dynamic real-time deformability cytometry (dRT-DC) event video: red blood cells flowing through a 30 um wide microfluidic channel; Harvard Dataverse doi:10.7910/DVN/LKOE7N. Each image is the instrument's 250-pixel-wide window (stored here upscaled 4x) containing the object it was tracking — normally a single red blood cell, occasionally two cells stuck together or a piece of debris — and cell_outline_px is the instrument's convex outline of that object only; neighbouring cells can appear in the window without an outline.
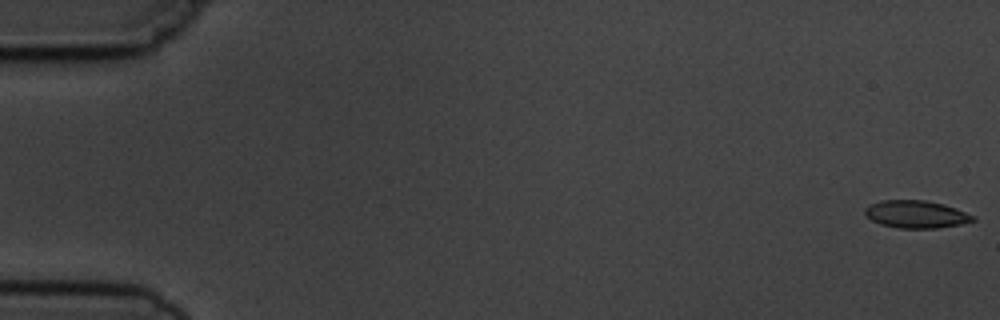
{"species": "common noctule bat (a hibernating species)", "species_latin": "Nyctalus noctula", "temperature_condition": "cold", "stored_images_in_passage": 7, "camera_frame_rate_fps": 3000, "um_per_image_px": 0.085, "animal": {"sex": "male", "body_mass_g": 19.5, "forearm_length_mm": 54.6}, "frame": {"image": 1, "passage_image": 1, "time_ms": 0.0, "image_size_px": [1000, 320], "cell_outline_px": [[976, 220], [960, 224], [936, 228], [900, 228], [880, 224], [872, 220], [864, 212], [864, 208], [868, 204], [880, 200], [924, 200], [944, 204], [956, 208], [976, 216]], "centroid_in_image_um": [77.87, 18.2], "position_along_channel_um": 7.1, "area_um2": 17.4}}
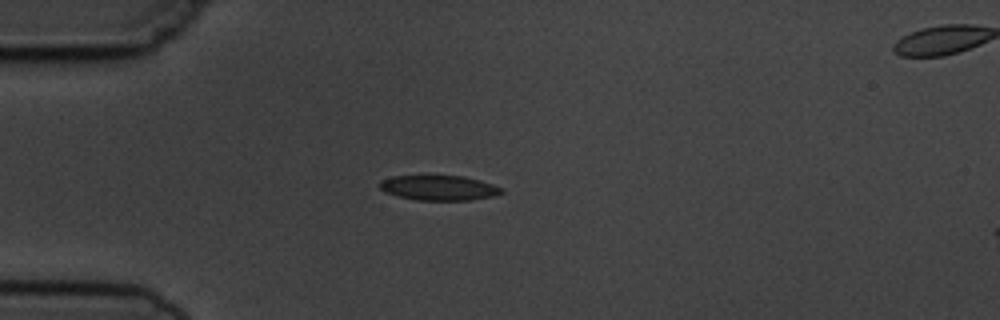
{"frame": {"image": 2, "passage_image": 5, "time_ms": 4.667, "image_size_px": [1000, 320], "cell_outline_px": [[504, 192], [496, 196], [472, 200], [416, 200], [384, 192], [376, 184], [380, 180], [392, 176], [464, 176], [480, 180], [504, 188]], "centroid_in_image_um": [37.32, 15.97], "position_along_channel_um": 47.7, "area_um2": 17.92}}
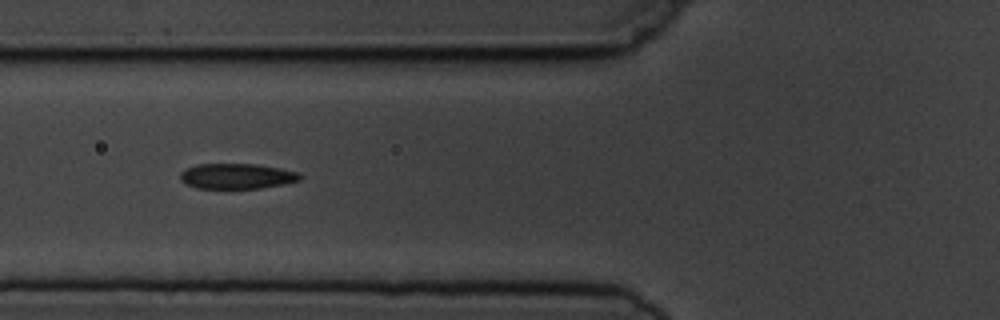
{"frame": {"image": 3, "passage_image": 7, "time_ms": 6.667, "image_size_px": [1000, 320], "cell_outline_px": [[304, 176], [300, 180], [284, 184], [260, 188], [196, 188], [184, 184], [180, 180], [180, 172], [196, 164], [256, 164], [280, 168], [300, 172]], "centroid_in_image_um": [20.15, 14.97], "position_along_channel_um": 105.7, "area_um2": 17.86}}